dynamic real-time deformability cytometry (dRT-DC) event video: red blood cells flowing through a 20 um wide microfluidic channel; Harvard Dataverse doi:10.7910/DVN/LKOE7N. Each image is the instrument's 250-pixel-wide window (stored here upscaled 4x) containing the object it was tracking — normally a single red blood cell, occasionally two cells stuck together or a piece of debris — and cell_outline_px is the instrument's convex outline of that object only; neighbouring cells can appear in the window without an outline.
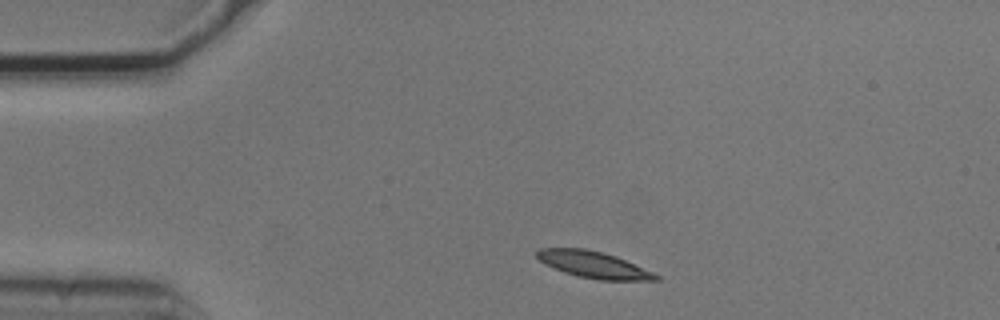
{"species": "common noctule bat (a hibernating species)", "species_latin": "Nyctalus noctula", "temperature_condition": "cold", "stored_images_in_passage": 5, "camera_frame_rate_fps": 3000, "um_per_image_px": 0.085, "animal": {"sex": "male", "body_mass_g": 20.5, "forearm_length_mm": 52.5}, "frame": {"image": 1, "passage_image": 1, "time_ms": 0.0, "image_size_px": [1000, 320], "cell_outline_px": [[660, 280], [600, 280], [580, 276], [564, 272], [540, 260], [536, 256], [536, 252], [540, 248], [584, 248], [616, 256], [652, 272], [660, 276]], "centroid_in_image_um": [50.47, 22.49], "position_along_channel_um": 34.5, "area_um2": 17.98}}
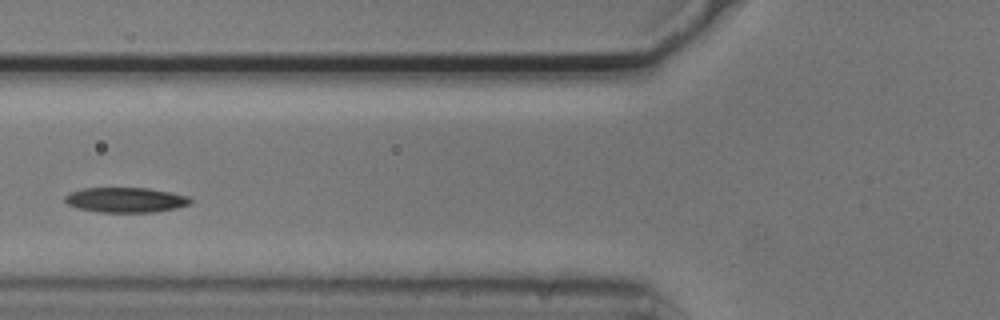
{"frame": {"image": 2, "passage_image": 4, "time_ms": 1.0, "image_size_px": [1000, 320], "cell_outline_px": [[192, 200], [188, 204], [176, 208], [156, 212], [96, 212], [80, 208], [68, 204], [64, 200], [64, 196], [68, 192], [84, 188], [148, 188], [188, 196]], "centroid_in_image_um": [10.64, 16.99], "position_along_channel_um": 115.2, "area_um2": 18.21}}
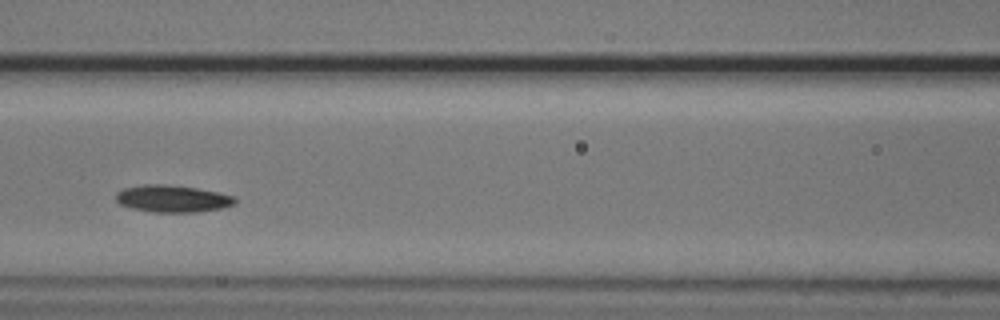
{"frame": {"image": 3, "passage_image": 5, "time_ms": 1.333, "image_size_px": [1000, 320], "cell_outline_px": [[236, 204], [220, 208], [196, 212], [152, 212], [132, 208], [120, 204], [116, 200], [116, 192], [124, 188], [144, 184], [164, 184], [196, 188], [236, 196]], "centroid_in_image_um": [14.66, 16.88], "position_along_channel_um": 151.9, "area_um2": 18.73}}